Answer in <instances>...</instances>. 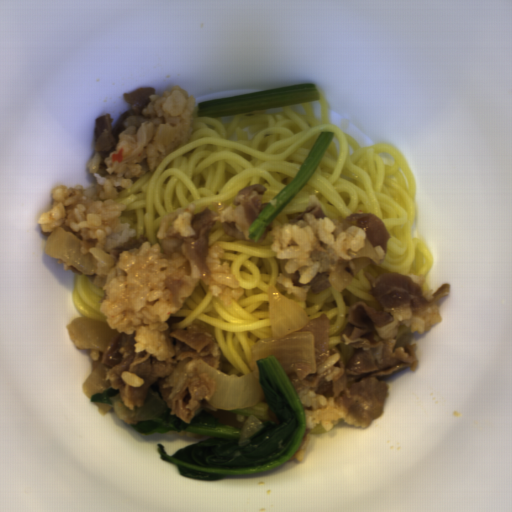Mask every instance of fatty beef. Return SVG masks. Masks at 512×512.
I'll list each match as a JSON object with an SVG mask.
<instances>
[{"mask_svg": "<svg viewBox=\"0 0 512 512\" xmlns=\"http://www.w3.org/2000/svg\"><path fill=\"white\" fill-rule=\"evenodd\" d=\"M144 242H149V238L146 235L142 234L140 236H134L132 238H129L121 246H116L113 249V254L116 260L120 257L122 252L130 251L132 248L138 249L143 245Z\"/></svg>", "mask_w": 512, "mask_h": 512, "instance_id": "8", "label": "fatty beef"}, {"mask_svg": "<svg viewBox=\"0 0 512 512\" xmlns=\"http://www.w3.org/2000/svg\"><path fill=\"white\" fill-rule=\"evenodd\" d=\"M265 185L255 184L241 189L231 204L215 202L213 208L204 206L194 212L195 206L176 208L160 222L156 236L167 259L173 254L182 255L184 269L191 275L196 266L204 283L219 287V298L230 306L242 296L244 289L237 286L228 261L221 262L225 250L218 244L209 245V230L218 222L228 237L245 240L248 230L264 210L262 198Z\"/></svg>", "mask_w": 512, "mask_h": 512, "instance_id": "3", "label": "fatty beef"}, {"mask_svg": "<svg viewBox=\"0 0 512 512\" xmlns=\"http://www.w3.org/2000/svg\"><path fill=\"white\" fill-rule=\"evenodd\" d=\"M309 259L319 262L320 268L315 273L313 279L306 284H300V272L295 271L292 274V283L296 287L311 286L313 294H319L329 288L331 285L329 281L330 274L337 269H345L348 274L353 278L354 269L350 259H342L336 253V249L324 241H318L315 244L314 250H311Z\"/></svg>", "mask_w": 512, "mask_h": 512, "instance_id": "5", "label": "fatty beef"}, {"mask_svg": "<svg viewBox=\"0 0 512 512\" xmlns=\"http://www.w3.org/2000/svg\"><path fill=\"white\" fill-rule=\"evenodd\" d=\"M183 284V280H176L172 276L166 277L165 279L164 287L170 290L171 302L173 303L174 307H180L182 304L179 297V291L183 287Z\"/></svg>", "mask_w": 512, "mask_h": 512, "instance_id": "9", "label": "fatty beef"}, {"mask_svg": "<svg viewBox=\"0 0 512 512\" xmlns=\"http://www.w3.org/2000/svg\"><path fill=\"white\" fill-rule=\"evenodd\" d=\"M307 213H311L315 218H321V217H326L325 215V211L322 207V204L319 200L318 197H315V196H311L309 202H308V207L305 211H301V212H292L290 214H288L286 217L289 221V223H297L300 219H303V216L306 215Z\"/></svg>", "mask_w": 512, "mask_h": 512, "instance_id": "7", "label": "fatty beef"}, {"mask_svg": "<svg viewBox=\"0 0 512 512\" xmlns=\"http://www.w3.org/2000/svg\"><path fill=\"white\" fill-rule=\"evenodd\" d=\"M151 95H156L153 87H140L131 92H124L123 100L130 107L119 115L114 125L111 114L104 113L95 118L94 149L100 157V166L97 172L100 176L105 177L109 173L104 161L116 149L120 134L126 128H139L146 120H150V115L144 114L143 108L148 107L152 100L149 98Z\"/></svg>", "mask_w": 512, "mask_h": 512, "instance_id": "4", "label": "fatty beef"}, {"mask_svg": "<svg viewBox=\"0 0 512 512\" xmlns=\"http://www.w3.org/2000/svg\"><path fill=\"white\" fill-rule=\"evenodd\" d=\"M269 233H272V222L269 224V226L266 228V230L263 232V234L261 235L257 242H262L263 240H265Z\"/></svg>", "mask_w": 512, "mask_h": 512, "instance_id": "10", "label": "fatty beef"}, {"mask_svg": "<svg viewBox=\"0 0 512 512\" xmlns=\"http://www.w3.org/2000/svg\"><path fill=\"white\" fill-rule=\"evenodd\" d=\"M98 361L105 371V381L110 388L119 390L121 402L130 410L145 404L148 391H153L165 401L170 413L183 422L191 423L200 411L204 397L212 399L214 382L202 372H196L198 359L220 371L221 352L217 341L208 328L202 324L185 327L171 324L162 332L167 345L174 354L167 360L159 361L155 354L146 350H134L136 331L132 334L118 332ZM122 371H130L144 380L140 387H130L121 378Z\"/></svg>", "mask_w": 512, "mask_h": 512, "instance_id": "2", "label": "fatty beef"}, {"mask_svg": "<svg viewBox=\"0 0 512 512\" xmlns=\"http://www.w3.org/2000/svg\"><path fill=\"white\" fill-rule=\"evenodd\" d=\"M345 219L348 225L358 226L366 233V239H369L374 249L376 246H380L384 250V254H387V243L392 237L387 226L377 215L359 210Z\"/></svg>", "mask_w": 512, "mask_h": 512, "instance_id": "6", "label": "fatty beef"}, {"mask_svg": "<svg viewBox=\"0 0 512 512\" xmlns=\"http://www.w3.org/2000/svg\"><path fill=\"white\" fill-rule=\"evenodd\" d=\"M426 281L417 273H380L371 285L372 300L352 302L347 327L340 335L342 343L355 350L354 356L348 363L340 360L302 379L296 372L287 374L293 389L333 397L344 413V423L367 428L385 410L388 384L382 378L417 367V343L396 347L399 326L422 334L442 321L439 306L449 298V283L426 295Z\"/></svg>", "mask_w": 512, "mask_h": 512, "instance_id": "1", "label": "fatty beef"}]
</instances>
